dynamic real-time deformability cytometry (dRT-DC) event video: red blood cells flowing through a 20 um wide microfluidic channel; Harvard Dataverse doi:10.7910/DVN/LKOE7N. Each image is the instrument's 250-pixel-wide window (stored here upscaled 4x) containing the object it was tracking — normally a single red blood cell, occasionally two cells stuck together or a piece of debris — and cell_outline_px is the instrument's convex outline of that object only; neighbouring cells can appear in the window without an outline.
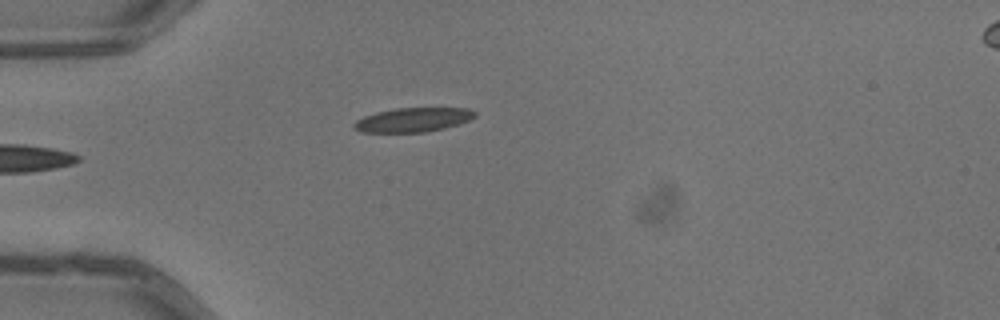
{"species": "common noctule bat (a hibernating species)", "species_latin": "Nyctalus noctula", "temperature_condition": "warm", "stored_images_in_passage": 3, "camera_frame_rate_fps": 3000, "um_per_image_px": 0.085, "animal": {"sex": "male", "body_mass_g": 13.3}, "frame": {"image": 1, "passage_image": 3, "time_ms": 0.667, "image_size_px": [1000, 320], "cell_outline_px": [[476, 116], [460, 124], [444, 128], [424, 132], [360, 132], [352, 128], [352, 124], [356, 120], [364, 116], [376, 112], [396, 108], [468, 108], [476, 112]], "centroid_in_image_um": [35.08, 10.18], "position_along_channel_um": 49.9, "area_um2": 17.11}}